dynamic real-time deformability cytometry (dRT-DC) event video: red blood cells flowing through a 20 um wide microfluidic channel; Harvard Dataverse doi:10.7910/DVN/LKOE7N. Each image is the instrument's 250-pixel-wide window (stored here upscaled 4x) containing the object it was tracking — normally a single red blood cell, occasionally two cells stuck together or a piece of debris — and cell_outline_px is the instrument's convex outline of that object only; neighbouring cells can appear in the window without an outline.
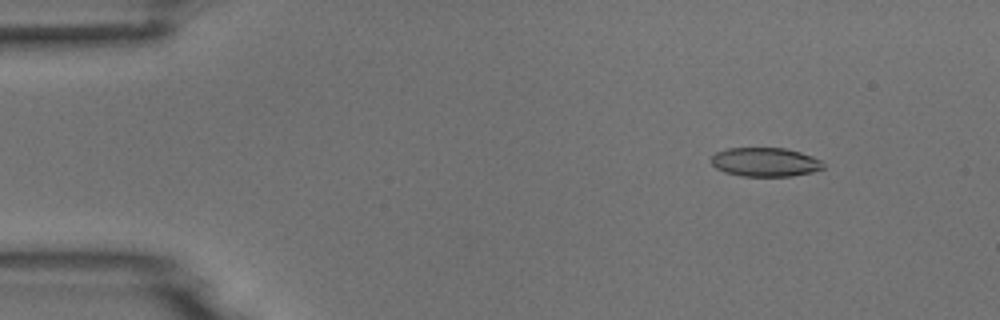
{"species": "common noctule bat (a hibernating species)", "species_latin": "Nyctalus noctula", "temperature_condition": "room temperature", "stored_images_in_passage": 53, "camera_frame_rate_fps": 3000, "um_per_image_px": 0.085, "animal": {"sex": "male", "body_mass_g": 18.8}, "frame": {"image": 1, "passage_image": 7, "time_ms": 2.0, "image_size_px": [1000, 320], "cell_outline_px": [[824, 168], [812, 172], [792, 176], [740, 176], [724, 172], [716, 168], [712, 164], [712, 156], [716, 152], [728, 148], [784, 148], [800, 152], [812, 156], [820, 160], [824, 164]], "centroid_in_image_um": [65.04, 13.78], "position_along_channel_um": 20.0, "area_um2": 18.9}}
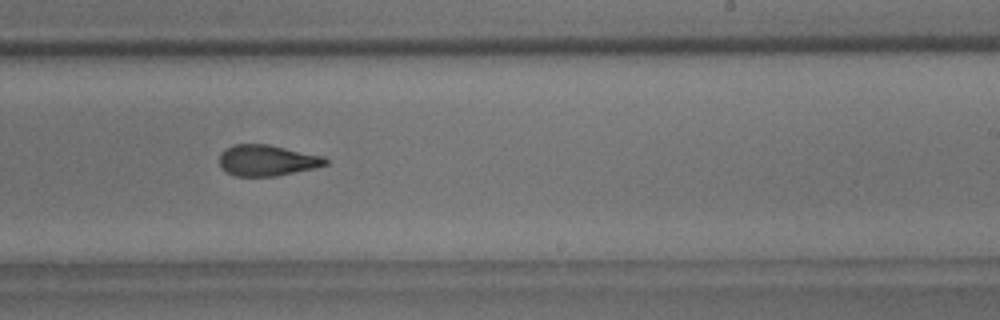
{"frame": {"image": 2, "passage_image": 33, "time_ms": 10.667, "image_size_px": [1000, 320], "cell_outline_px": [[328, 164], [312, 168], [276, 176], [236, 176], [220, 168], [220, 152], [224, 148], [232, 144], [268, 144], [324, 156], [328, 160]], "centroid_in_image_um": [22.67, 13.62], "position_along_channel_um": 266.3, "area_um2": 19.19}}
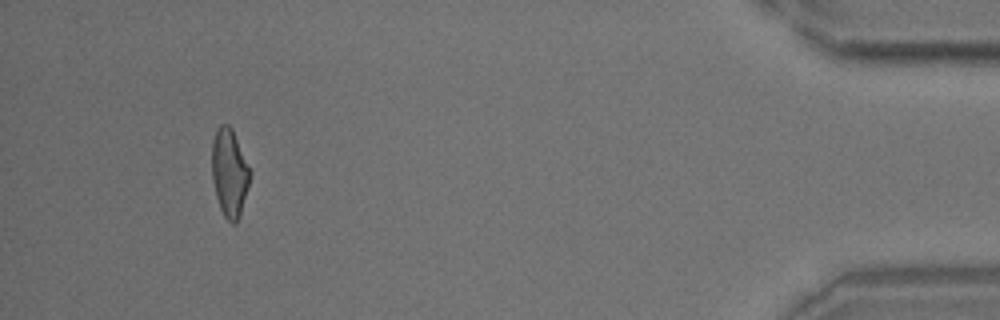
{"frame": {"image": 3, "passage_image": 50, "time_ms": 16.333, "image_size_px": [1000, 320], "cell_outline_px": [[252, 172], [240, 216], [236, 224], [232, 224], [224, 216], [220, 208], [216, 196], [212, 180], [212, 140], [216, 128], [220, 124], [228, 124], [232, 128]], "centroid_in_image_um": [19.5, 14.67], "position_along_channel_um": 415.7, "area_um2": 19.77}}